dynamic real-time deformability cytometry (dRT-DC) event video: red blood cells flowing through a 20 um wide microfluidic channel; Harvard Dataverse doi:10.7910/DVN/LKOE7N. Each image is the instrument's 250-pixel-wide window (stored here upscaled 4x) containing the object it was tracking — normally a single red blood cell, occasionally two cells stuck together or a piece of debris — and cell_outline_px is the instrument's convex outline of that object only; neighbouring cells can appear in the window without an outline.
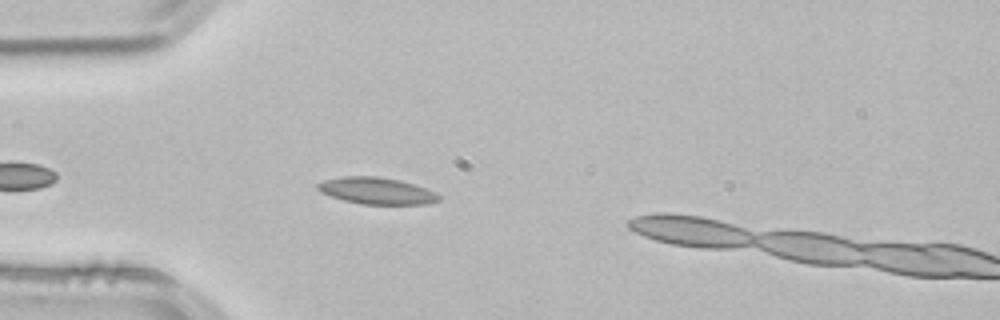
{"species": "common noctule bat (a hibernating species)", "species_latin": "Nyctalus noctula", "temperature_condition": "room temperature", "stored_images_in_passage": 26, "camera_frame_rate_fps": 3000, "um_per_image_px": 0.085, "animal": {"sex": "male", "body_mass_g": 21.5, "forearm_length_mm": 52.0}, "frame": {"image": 1, "passage_image": 5, "time_ms": 1.333, "image_size_px": [1000, 320], "cell_outline_px": [[440, 200], [424, 204], [360, 204], [344, 200], [320, 192], [316, 188], [316, 184], [324, 180], [340, 176], [380, 176], [400, 180], [436, 192], [440, 196]], "centroid_in_image_um": [31.98, 16.21], "position_along_channel_um": 53.0, "area_um2": 18.84}, "authors_computed_cell_mechanics": {"area_um2": 17.7157, "velocity_mm_per_s": 3.8656, "shape_relaxation_time_tau1_ms": 1.9733, "shape_relaxation_time_tau2_ms": 2.6783, "deformation_change_tau1": 0.1323, "deformation_change_tau2": 0.0632}}